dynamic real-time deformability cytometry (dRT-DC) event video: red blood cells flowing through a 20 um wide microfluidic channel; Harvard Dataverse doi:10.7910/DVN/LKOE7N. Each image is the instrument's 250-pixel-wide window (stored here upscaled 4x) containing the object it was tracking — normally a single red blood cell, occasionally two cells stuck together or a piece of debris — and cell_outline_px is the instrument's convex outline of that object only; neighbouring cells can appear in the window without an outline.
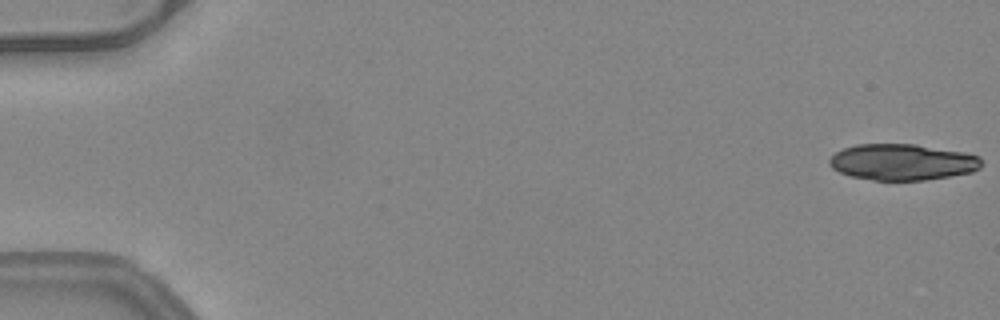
{"species": "common noctule bat (a hibernating species)", "species_latin": "Nyctalus noctula", "temperature_condition": "warm", "stored_images_in_passage": 51, "camera_frame_rate_fps": 3000, "um_per_image_px": 0.085, "animal": {"sex": "female", "body_mass_g": 24.6, "forearm_length_mm": 56.2}, "frame": {"image": 1, "passage_image": 1, "time_ms": 0.0, "image_size_px": [1000, 320], "cell_outline_px": [[984, 164], [980, 168], [972, 172], [924, 180], [872, 180], [852, 176], [840, 172], [832, 168], [828, 164], [828, 160], [836, 152], [844, 148], [856, 144], [916, 144], [964, 152], [980, 156]], "centroid_in_image_um": [76.72, 13.77], "position_along_channel_um": 8.3, "area_um2": 32.19}, "authors_computed_cell_mechanics": {"area_um2": 23.1778, "velocity_mm_per_s": 4.0533, "shape_relaxation_time_tau1_ms": null, "shape_relaxation_time_tau2_ms": 4.371, "deformation_change_tau1": null, "deformation_change_tau2": 0.1913}}